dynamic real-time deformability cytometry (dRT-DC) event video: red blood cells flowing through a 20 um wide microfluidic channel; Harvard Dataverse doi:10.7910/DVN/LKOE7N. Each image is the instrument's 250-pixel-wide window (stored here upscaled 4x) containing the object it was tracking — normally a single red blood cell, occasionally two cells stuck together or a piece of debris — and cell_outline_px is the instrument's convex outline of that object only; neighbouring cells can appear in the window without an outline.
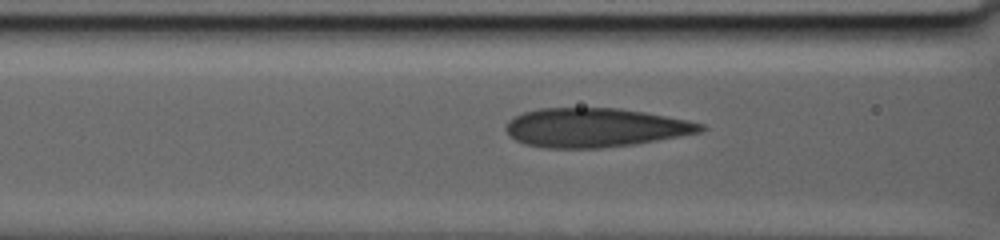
{"species": "human", "species_latin": "Homo sapiens", "temperature_condition": "warm", "stored_images_in_passage": 6, "segment_of_instrument_passage": [1, 2], "camera_frame_rate_fps": 3000, "um_per_image_px": 0.085, "donor": {"sex": "male"}, "frame": {"image": 1, "passage_image": 4, "time_ms": 2.0, "image_size_px": [1000, 240], "cell_outline_px": [[708, 128], [700, 132], [680, 136], [632, 144], [600, 148], [544, 148], [524, 144], [508, 136], [504, 128], [504, 124], [508, 120], [524, 112], [540, 108], [620, 108], [644, 112], [688, 120], [704, 124]], "centroid_in_image_um": [50.54, 10.85], "position_along_channel_um": 116.1, "area_um2": 44.39}}